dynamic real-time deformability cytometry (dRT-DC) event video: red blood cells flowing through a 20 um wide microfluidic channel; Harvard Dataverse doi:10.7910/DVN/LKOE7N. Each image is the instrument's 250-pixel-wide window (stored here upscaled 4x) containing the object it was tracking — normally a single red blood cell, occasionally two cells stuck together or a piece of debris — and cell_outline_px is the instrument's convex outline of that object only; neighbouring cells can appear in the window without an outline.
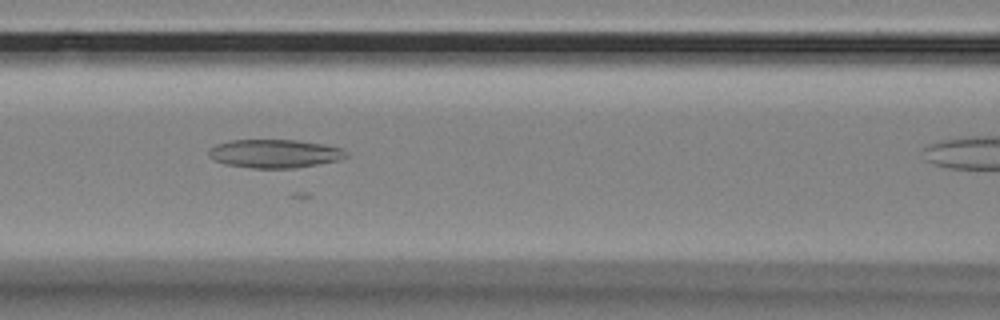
{"species": "Egyptian fruit bat (a non-hibernating species)", "species_latin": "Rousettus aegyptiacus", "temperature_condition": "room temperature", "stored_images_in_passage": 43, "camera_frame_rate_fps": 3000, "um_per_image_px": 0.085, "animal": {"sex": "female"}, "frame": {"image": 1, "passage_image": 18, "time_ms": 5.667, "image_size_px": [1000, 320], "cell_outline_px": [[348, 156], [336, 160], [296, 168], [252, 168], [224, 164], [212, 160], [208, 156], [208, 148], [216, 144], [232, 140], [296, 140], [344, 148], [348, 152]], "centroid_in_image_um": [23.29, 13.06], "position_along_channel_um": 143.3, "area_um2": 22.83}}
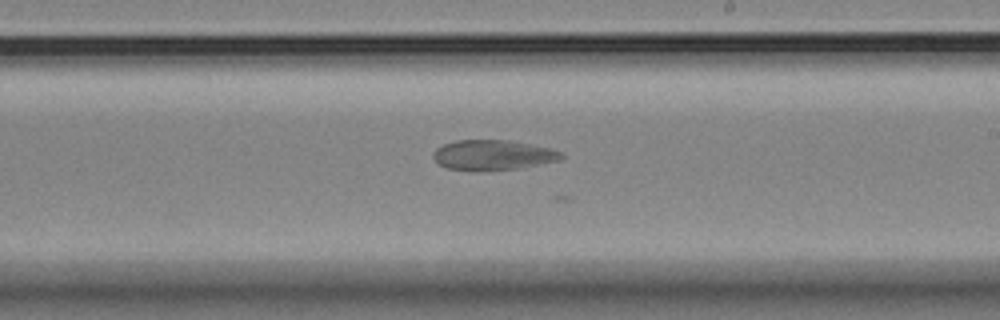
{"frame": {"image": 2, "passage_image": 27, "time_ms": 8.667, "image_size_px": [1000, 320], "cell_outline_px": [[564, 156], [560, 160], [520, 168], [480, 172], [472, 172], [448, 168], [440, 164], [432, 156], [432, 152], [436, 148], [444, 144], [456, 140], [508, 140], [548, 148], [560, 152]], "centroid_in_image_um": [41.85, 13.2], "position_along_channel_um": 247.2, "area_um2": 22.6}}
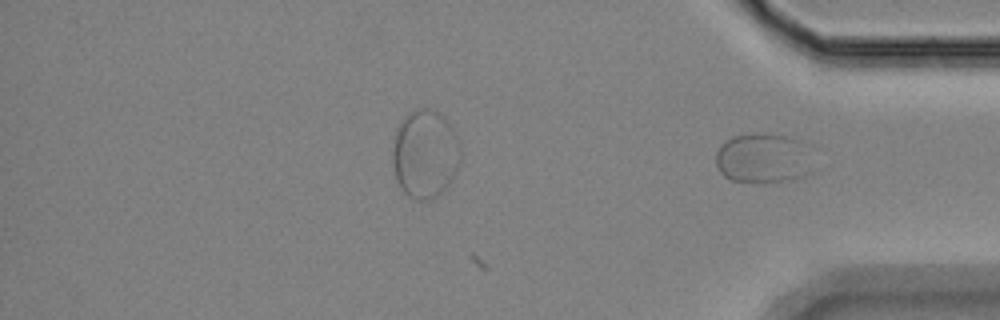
{"frame": {"image": 3, "passage_image": 43, "time_ms": 14.0, "image_size_px": [1000, 320], "cell_outline_px": [[812, 144], [808, 172], [804, 176], [788, 180], [732, 180], [724, 176], [720, 172], [716, 164], [716, 152], [720, 144], [732, 136], [760, 132], [792, 136], [808, 140]], "centroid_in_image_um": [64.92, 13.36], "position_along_channel_um": 370.3, "area_um2": 28.61}}